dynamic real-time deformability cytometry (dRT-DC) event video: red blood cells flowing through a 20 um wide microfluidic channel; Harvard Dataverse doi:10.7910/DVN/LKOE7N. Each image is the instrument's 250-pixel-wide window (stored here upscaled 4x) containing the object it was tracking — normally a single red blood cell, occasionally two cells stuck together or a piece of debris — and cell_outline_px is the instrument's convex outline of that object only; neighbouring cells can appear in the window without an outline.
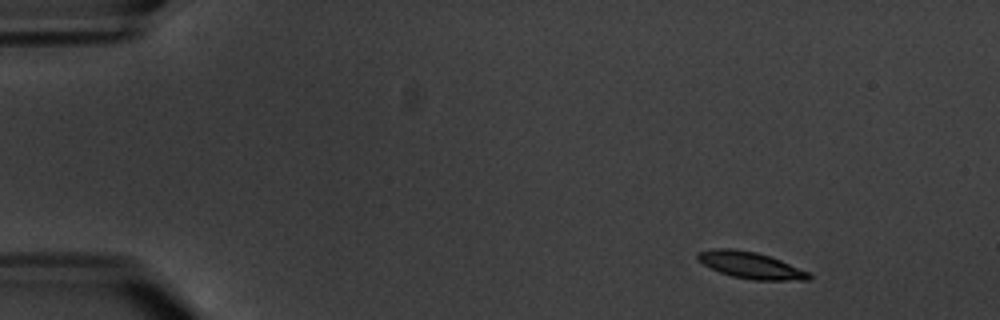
{"species": "common noctule bat (a hibernating species)", "species_latin": "Nyctalus noctula", "temperature_condition": "warm", "stored_images_in_passage": 4, "camera_frame_rate_fps": 3000, "um_per_image_px": 0.085, "animal": {"sex": "male", "body_mass_g": 20.1, "forearm_length_mm": 53.5}, "frame": {"image": 1, "passage_image": 1, "time_ms": 0.0, "image_size_px": [1000, 320], "cell_outline_px": [[812, 276], [808, 280], [752, 280], [732, 276], [720, 272], [704, 264], [696, 256], [696, 252], [712, 248], [736, 248], [756, 252], [780, 260], [808, 272]], "centroid_in_image_um": [63.77, 22.53], "position_along_channel_um": 21.2, "area_um2": 17.11}}